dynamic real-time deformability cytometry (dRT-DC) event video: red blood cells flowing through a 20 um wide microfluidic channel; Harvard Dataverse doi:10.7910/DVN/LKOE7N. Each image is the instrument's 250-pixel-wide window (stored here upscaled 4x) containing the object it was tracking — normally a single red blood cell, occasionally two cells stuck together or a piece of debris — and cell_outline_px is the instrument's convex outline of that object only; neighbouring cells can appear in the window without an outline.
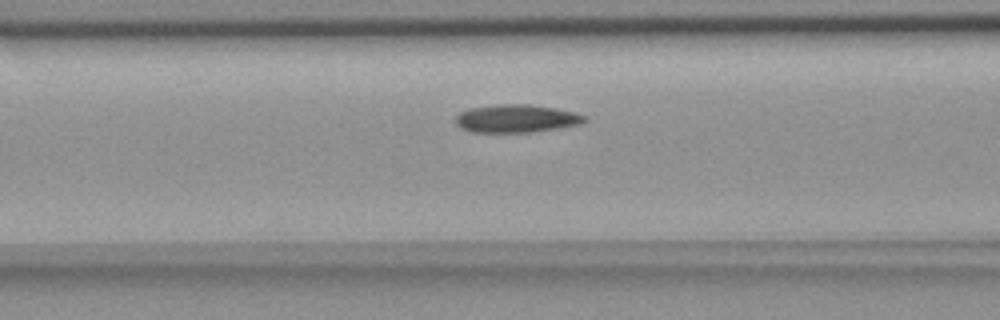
{"species": "common noctule bat (a hibernating species)", "species_latin": "Nyctalus noctula", "temperature_condition": "room temperature", "stored_images_in_passage": 32, "camera_frame_rate_fps": 3000, "um_per_image_px": 0.085, "animal": {"sex": "female", "body_mass_g": 18.4}, "frame": {"image": 1, "passage_image": 10, "time_ms": 3.0, "image_size_px": [1000, 320], "cell_outline_px": [[588, 120], [580, 124], [532, 132], [472, 132], [460, 128], [456, 124], [456, 116], [460, 112], [472, 108], [496, 104], [528, 104], [556, 108], [576, 112], [588, 116]], "centroid_in_image_um": [43.92, 10.07], "position_along_channel_um": 122.7, "area_um2": 21.1}}
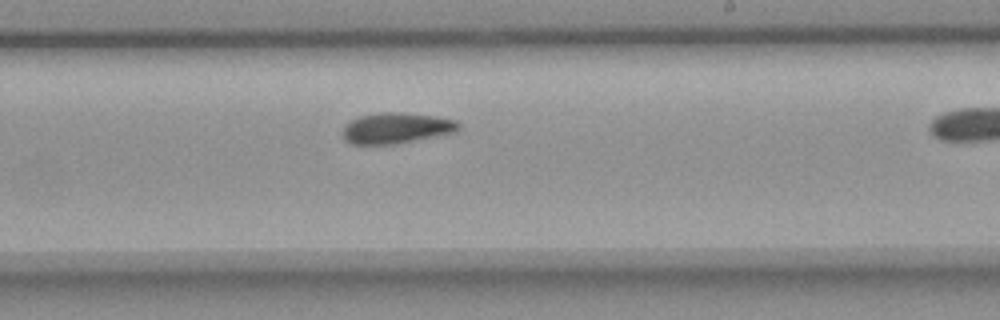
{"frame": {"image": 2, "passage_image": 21, "time_ms": 6.667, "image_size_px": [1000, 320], "cell_outline_px": [[460, 128], [456, 132], [396, 144], [352, 144], [344, 140], [344, 124], [360, 116], [380, 112], [400, 112], [436, 116], [456, 120], [460, 124]], "centroid_in_image_um": [33.71, 10.88], "position_along_channel_um": 255.3, "area_um2": 20.81}}
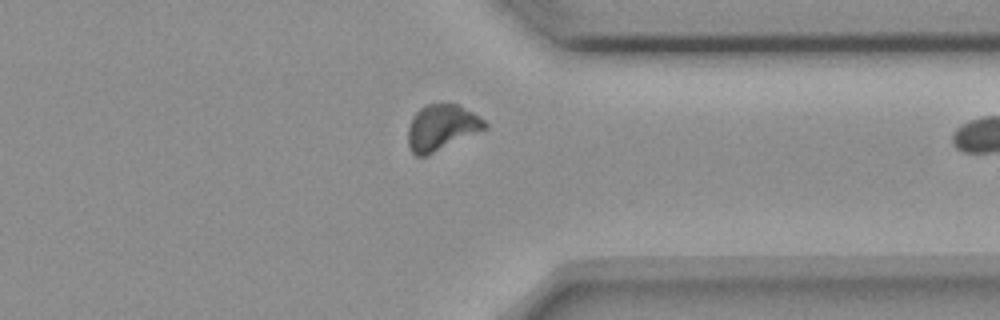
{"frame": {"image": 3, "passage_image": 31, "time_ms": 10.0, "image_size_px": [1000, 320], "cell_outline_px": [[488, 128], [424, 156], [416, 156], [412, 152], [408, 144], [408, 128], [412, 116], [420, 108], [428, 104], [456, 104], [472, 112], [484, 120], [488, 124]], "centroid_in_image_um": [37.52, 10.83], "position_along_channel_um": 373.9, "area_um2": 20.17}}